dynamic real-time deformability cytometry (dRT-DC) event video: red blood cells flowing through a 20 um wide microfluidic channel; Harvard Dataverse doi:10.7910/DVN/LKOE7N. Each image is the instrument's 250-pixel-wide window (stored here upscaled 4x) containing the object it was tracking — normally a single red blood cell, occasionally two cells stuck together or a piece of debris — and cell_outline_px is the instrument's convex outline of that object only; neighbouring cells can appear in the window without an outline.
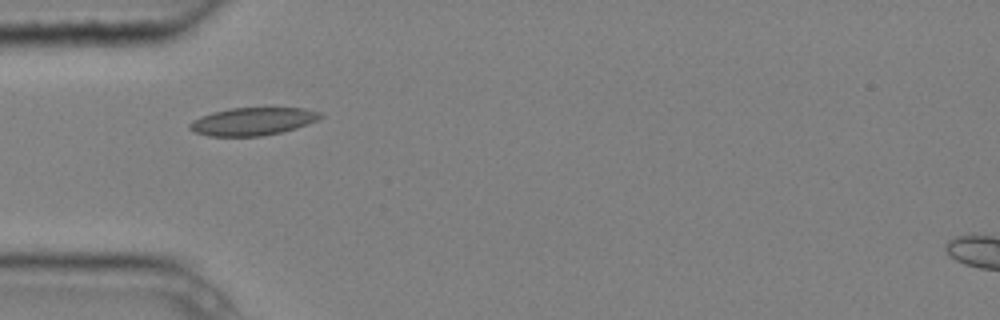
{"species": "common noctule bat (a hibernating species)", "species_latin": "Nyctalus noctula", "temperature_condition": "cold", "stored_images_in_passage": 10, "camera_frame_rate_fps": 3000, "um_per_image_px": 0.085, "animal": {"sex": "male", "body_mass_g": 20.4}, "frame": {"image": 1, "passage_image": 4, "time_ms": 1.0, "image_size_px": [1000, 320], "cell_outline_px": [[324, 116], [308, 124], [296, 128], [280, 132], [260, 136], [208, 136], [196, 132], [188, 128], [188, 124], [192, 120], [212, 112], [232, 108], [304, 108], [320, 112]], "centroid_in_image_um": [21.47, 10.32], "position_along_channel_um": 63.5, "area_um2": 21.04}}
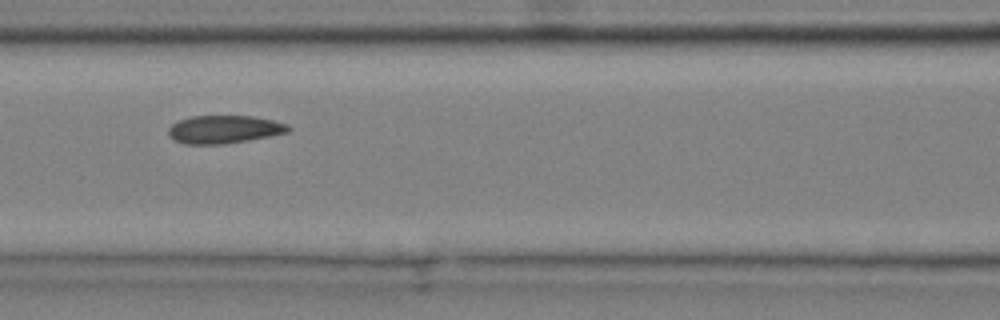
{"frame": {"image": 2, "passage_image": 6, "time_ms": 1.667, "image_size_px": [1000, 320], "cell_outline_px": [[292, 128], [288, 132], [248, 140], [220, 144], [184, 144], [176, 140], [168, 132], [168, 128], [172, 124], [180, 120], [192, 116], [252, 116], [272, 120], [288, 124]], "centroid_in_image_um": [19.07, 10.99], "position_along_channel_um": 147.5, "area_um2": 19.31}}
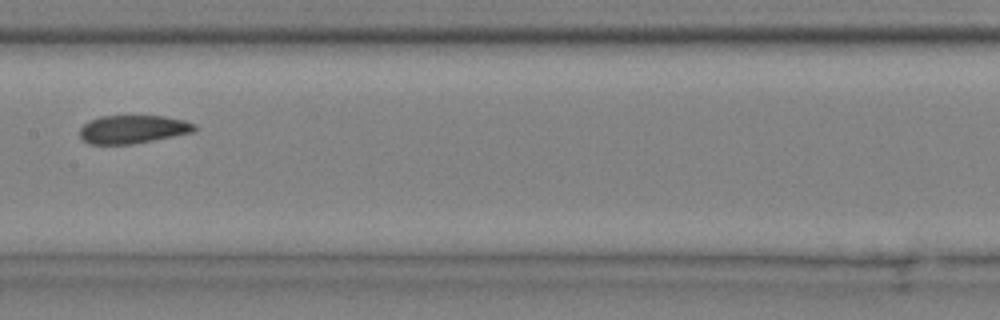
{"frame": {"image": 3, "passage_image": 7, "time_ms": 2.0, "image_size_px": [1000, 320], "cell_outline_px": [[196, 128], [192, 132], [132, 144], [88, 144], [80, 136], [80, 128], [88, 120], [100, 116], [164, 116], [184, 120], [196, 124]], "centroid_in_image_um": [11.26, 10.98], "position_along_channel_um": 196.1, "area_um2": 18.79}}